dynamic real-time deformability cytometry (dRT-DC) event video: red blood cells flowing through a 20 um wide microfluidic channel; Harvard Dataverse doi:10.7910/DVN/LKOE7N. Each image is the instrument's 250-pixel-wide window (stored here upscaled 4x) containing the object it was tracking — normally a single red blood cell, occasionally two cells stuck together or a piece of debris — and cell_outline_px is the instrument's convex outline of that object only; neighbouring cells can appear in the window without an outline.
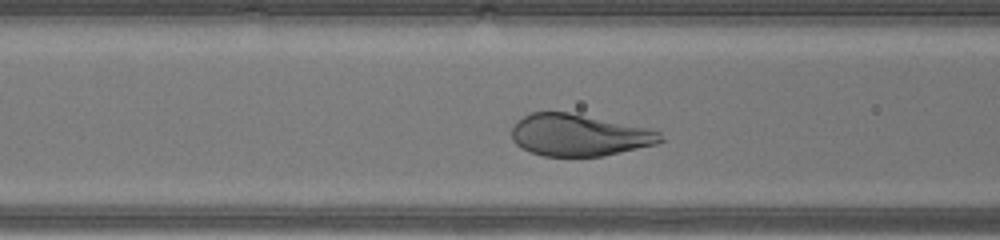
{"species": "human", "species_latin": "Homo sapiens", "temperature_condition": "warm", "stored_images_in_passage": 29, "camera_frame_rate_fps": 3000, "um_per_image_px": 0.085, "donor": {"sex": "male"}, "frame": {"image": 1, "passage_image": 10, "time_ms": 3.0, "image_size_px": [1000, 240], "cell_outline_px": [[664, 140], [656, 144], [604, 156], [544, 156], [532, 152], [516, 144], [512, 140], [512, 124], [524, 116], [532, 112], [568, 112], [648, 128], [660, 132]], "centroid_in_image_um": [49.21, 11.48], "position_along_channel_um": 117.4, "area_um2": 36.07}}
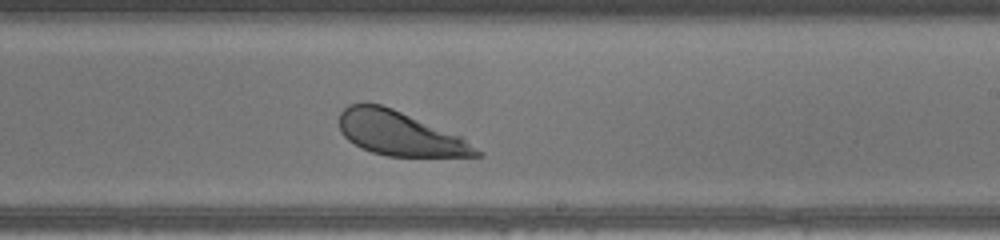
{"frame": {"image": 2, "passage_image": 19, "time_ms": 6.0, "image_size_px": [1000, 240], "cell_outline_px": [[484, 156], [388, 156], [372, 152], [360, 148], [348, 140], [340, 132], [340, 112], [348, 104], [380, 104], [392, 108], [464, 136]], "centroid_in_image_um": [33.99, 11.35], "position_along_channel_um": 255.0, "area_um2": 35.32}}
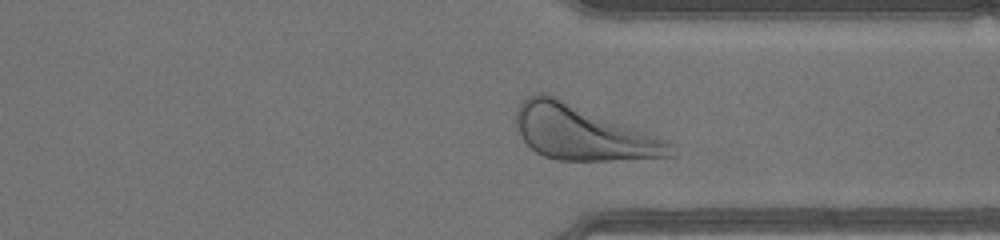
{"frame": {"image": 3, "passage_image": 26, "time_ms": 8.333, "image_size_px": [1000, 240], "cell_outline_px": [[676, 156], [608, 160], [556, 160], [544, 156], [536, 152], [524, 140], [516, 128], [516, 108], [528, 96], [536, 92], [544, 92], [556, 96], [676, 144]], "centroid_in_image_um": [49.52, 11.27], "position_along_channel_um": 361.9, "area_um2": 48.96}}